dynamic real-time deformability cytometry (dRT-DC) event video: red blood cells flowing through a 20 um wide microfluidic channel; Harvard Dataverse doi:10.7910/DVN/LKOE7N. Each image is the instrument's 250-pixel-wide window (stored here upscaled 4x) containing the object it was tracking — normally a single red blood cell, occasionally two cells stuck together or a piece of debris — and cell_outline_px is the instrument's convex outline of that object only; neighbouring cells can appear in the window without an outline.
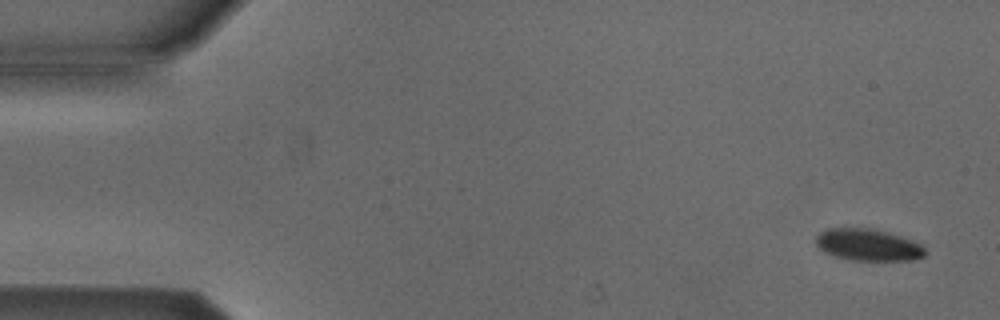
{"species": "Egyptian fruit bat (a non-hibernating species)", "species_latin": "Rousettus aegyptiacus", "temperature_condition": "cold", "stored_images_in_passage": 13, "camera_frame_rate_fps": 3000, "um_per_image_px": 0.085, "animal": {"sex": "male"}, "frame": {"image": 1, "passage_image": 1, "time_ms": 0.0, "image_size_px": [1000, 320], "cell_outline_px": [[928, 252], [924, 256], [912, 260], [848, 260], [824, 252], [816, 244], [816, 236], [820, 232], [828, 228], [872, 228], [888, 232], [912, 240], [920, 244]], "centroid_in_image_um": [73.79, 20.81], "position_along_channel_um": 11.2, "area_um2": 20.29}}
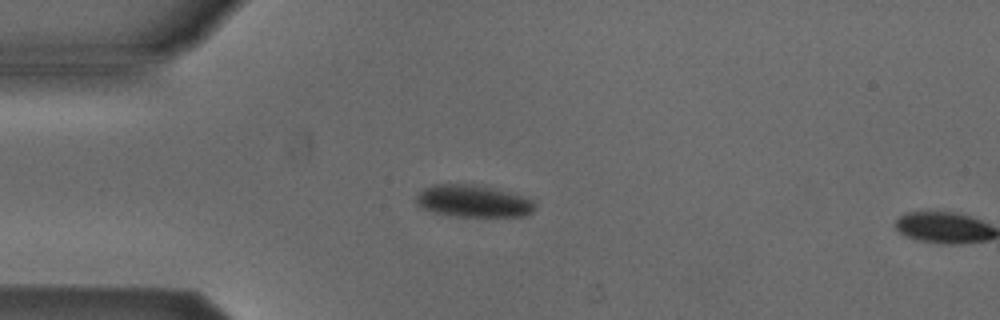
{"frame": {"image": 2, "passage_image": 12, "time_ms": 3.667, "image_size_px": [1000, 320], "cell_outline_px": [[536, 208], [532, 212], [524, 216], [456, 216], [432, 212], [420, 208], [416, 204], [416, 196], [424, 188], [432, 184], [468, 184], [492, 188], [520, 196], [532, 200]], "centroid_in_image_um": [40.16, 17.1], "position_along_channel_um": 44.8, "area_um2": 21.96}}